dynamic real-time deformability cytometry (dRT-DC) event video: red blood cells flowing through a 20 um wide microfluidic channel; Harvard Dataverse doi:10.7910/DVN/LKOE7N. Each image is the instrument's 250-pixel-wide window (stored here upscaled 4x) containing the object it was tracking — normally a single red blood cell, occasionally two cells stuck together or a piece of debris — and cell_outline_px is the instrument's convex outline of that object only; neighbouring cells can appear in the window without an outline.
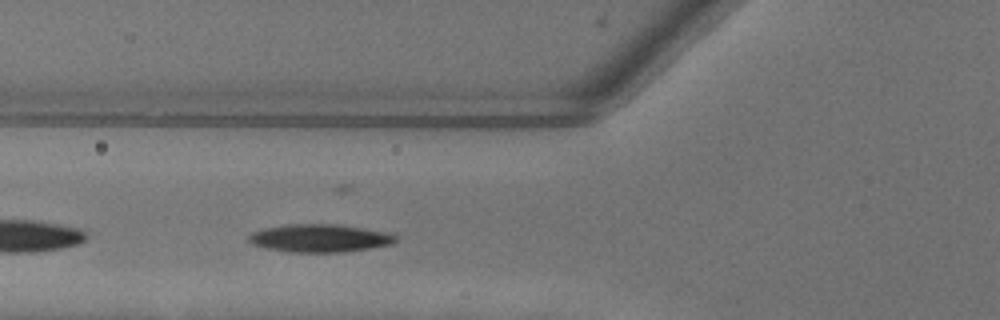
{"species": "common noctule bat (a hibernating species)", "species_latin": "Nyctalus noctula", "temperature_condition": "warm", "stored_images_in_passage": 37, "segment_of_instrument_passage": [1, 2], "camera_frame_rate_fps": 3000, "um_per_image_px": 0.085, "animal": {"sex": "female"}, "frame": {"image": 1, "passage_image": 4, "time_ms": 1.0, "image_size_px": [1000, 320], "cell_outline_px": [[396, 240], [392, 244], [344, 252], [288, 252], [268, 248], [252, 244], [248, 240], [248, 236], [252, 232], [264, 228], [284, 224], [332, 224], [388, 232], [396, 236]], "centroid_in_image_um": [27.14, 20.24], "position_along_channel_um": 98.7, "area_um2": 23.7}}
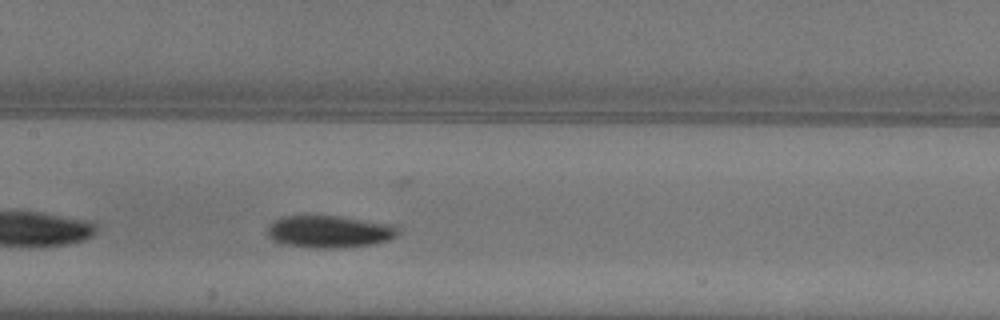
{"frame": {"image": 2, "passage_image": 10, "time_ms": 3.0, "image_size_px": [1000, 320], "cell_outline_px": [[400, 232], [396, 236], [388, 240], [372, 244], [332, 248], [312, 248], [284, 244], [272, 240], [264, 232], [268, 224], [272, 220], [284, 216], [340, 216], [392, 224]], "centroid_in_image_um": [27.92, 19.68], "position_along_channel_um": 179.5, "area_um2": 24.68}}
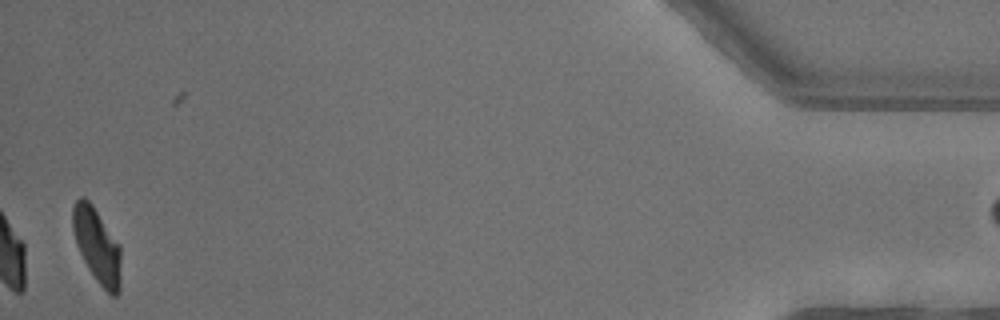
{"frame": {"image": 3, "passage_image": 35, "time_ms": 11.333, "image_size_px": [1000, 320], "cell_outline_px": [[120, 292], [116, 296], [112, 296], [96, 280], [88, 268], [76, 244], [72, 228], [72, 208], [76, 200], [80, 196], [84, 196], [92, 204], [120, 244]], "centroid_in_image_um": [8.24, 20.85], "position_along_channel_um": 427.0, "area_um2": 21.04}}